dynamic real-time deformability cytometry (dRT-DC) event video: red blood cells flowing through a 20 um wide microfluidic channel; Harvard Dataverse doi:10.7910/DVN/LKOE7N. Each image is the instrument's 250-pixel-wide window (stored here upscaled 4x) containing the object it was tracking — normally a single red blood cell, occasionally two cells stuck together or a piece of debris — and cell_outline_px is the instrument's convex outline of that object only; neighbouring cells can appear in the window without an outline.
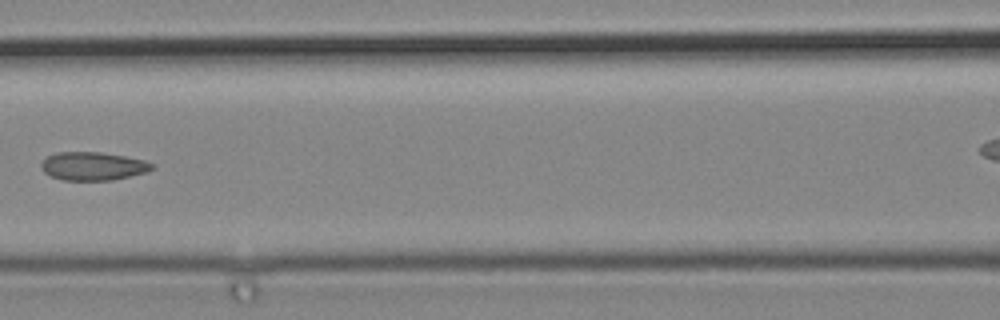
{"species": "common noctule bat (a hibernating species)", "species_latin": "Nyctalus noctula", "temperature_condition": "cold", "stored_images_in_passage": 7, "segment_of_instrument_passage": [1, 2], "camera_frame_rate_fps": 3000, "um_per_image_px": 0.085, "animal": {"sex": "male", "body_mass_g": 19.2, "forearm_length_mm": 51.8}, "frame": {"image": 1, "passage_image": 6, "time_ms": 1.667, "image_size_px": [1000, 320], "cell_outline_px": [[152, 168], [148, 172], [112, 180], [60, 180], [44, 172], [40, 164], [48, 156], [56, 152], [100, 152], [124, 156], [144, 160], [152, 164]], "centroid_in_image_um": [7.89, 14.12], "position_along_channel_um": 158.7, "area_um2": 18.15}}